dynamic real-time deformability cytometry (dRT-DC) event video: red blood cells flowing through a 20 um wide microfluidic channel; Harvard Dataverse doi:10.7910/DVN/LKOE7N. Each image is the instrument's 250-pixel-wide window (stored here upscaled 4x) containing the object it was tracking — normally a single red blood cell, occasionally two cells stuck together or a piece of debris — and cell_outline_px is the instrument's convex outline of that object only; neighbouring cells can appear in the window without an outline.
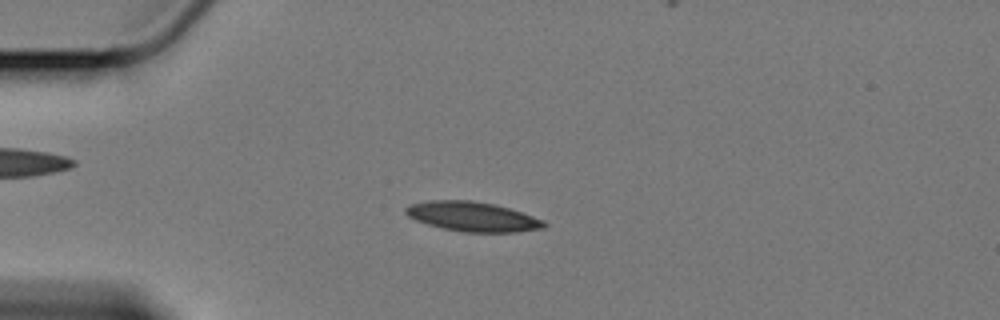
{"species": "Egyptian fruit bat (a non-hibernating species)", "species_latin": "Rousettus aegyptiacus", "temperature_condition": "cold", "stored_images_in_passage": 60, "camera_frame_rate_fps": 3000, "um_per_image_px": 0.085, "animal": {"sex": "female"}, "frame": {"image": 1, "passage_image": 15, "time_ms": 4.667, "image_size_px": [1000, 320], "cell_outline_px": [[548, 224], [544, 228], [516, 232], [464, 232], [444, 228], [428, 224], [416, 220], [408, 216], [404, 212], [404, 208], [412, 204], [432, 200], [472, 200], [492, 204], [508, 208], [544, 220]], "centroid_in_image_um": [40.17, 18.41], "position_along_channel_um": 44.8, "area_um2": 23.64}}
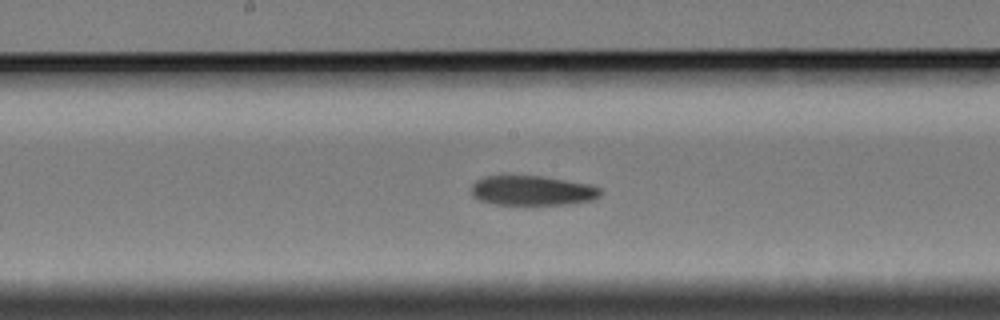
{"frame": {"image": 2, "passage_image": 31, "time_ms": 10.0, "image_size_px": [1000, 320], "cell_outline_px": [[600, 196], [592, 200], [568, 204], [492, 204], [480, 200], [472, 196], [472, 184], [476, 180], [488, 176], [540, 176], [588, 184], [600, 188]], "centroid_in_image_um": [45.22, 16.2], "position_along_channel_um": 203.0, "area_um2": 22.08}}
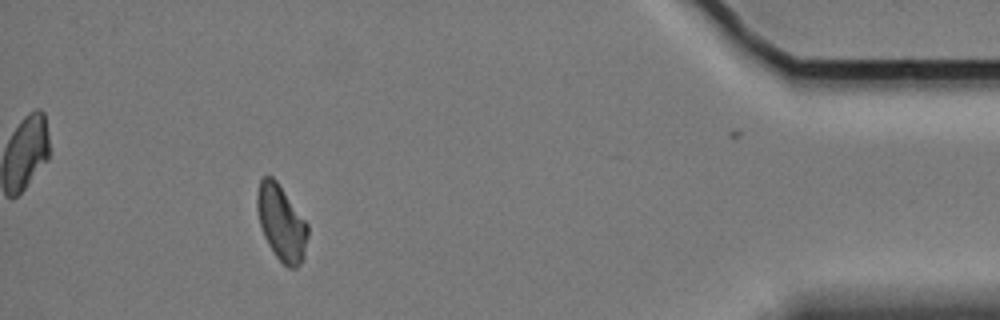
{"frame": {"image": 3, "passage_image": 54, "time_ms": 17.667, "image_size_px": [1000, 320], "cell_outline_px": [[308, 236], [304, 256], [300, 264], [296, 268], [288, 268], [276, 256], [268, 244], [264, 236], [260, 224], [256, 208], [256, 192], [260, 180], [264, 176], [272, 176], [276, 180], [308, 224]], "centroid_in_image_um": [23.91, 18.94], "position_along_channel_um": 411.3, "area_um2": 22.25}}